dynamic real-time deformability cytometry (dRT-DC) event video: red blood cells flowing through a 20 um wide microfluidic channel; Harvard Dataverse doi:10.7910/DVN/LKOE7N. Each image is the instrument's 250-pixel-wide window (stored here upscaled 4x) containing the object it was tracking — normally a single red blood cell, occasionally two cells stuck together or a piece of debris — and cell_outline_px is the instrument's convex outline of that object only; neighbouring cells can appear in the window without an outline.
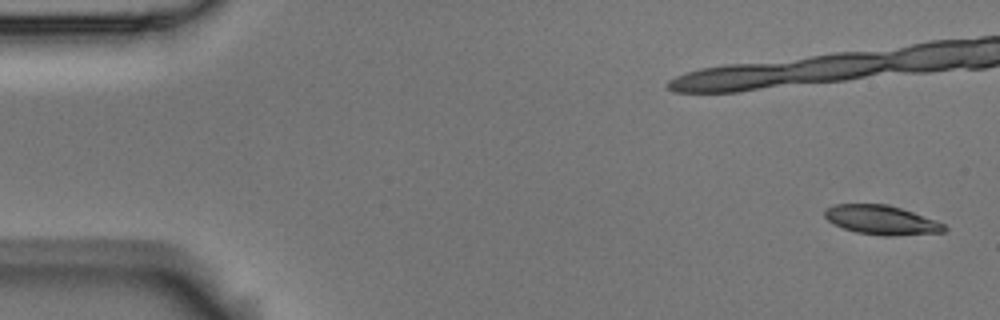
{"species": "Egyptian fruit bat (a non-hibernating species)", "species_latin": "Rousettus aegyptiacus", "temperature_condition": "room temperature", "stored_images_in_passage": 9, "camera_frame_rate_fps": 3000, "um_per_image_px": 0.085, "animal": {"sex": "male"}, "frame": {"image": 1, "passage_image": 1, "time_ms": 0.0, "image_size_px": [1000, 320], "cell_outline_px": [[948, 228], [944, 232], [892, 236], [884, 236], [856, 232], [844, 228], [828, 220], [824, 216], [824, 212], [828, 208], [836, 204], [888, 204], [936, 220], [944, 224]], "centroid_in_image_um": [74.96, 18.7], "position_along_channel_um": 10.0, "area_um2": 20.17}}
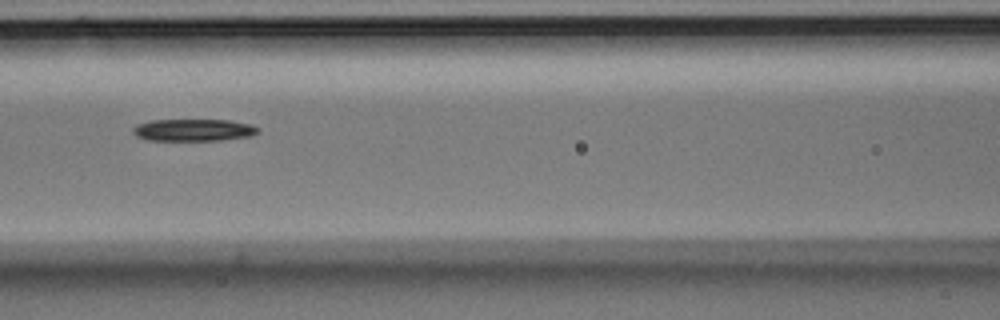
{"frame": {"image": 2, "passage_image": 8, "time_ms": 2.333, "image_size_px": [1000, 320], "cell_outline_px": [[260, 132], [252, 136], [220, 140], [148, 140], [136, 136], [132, 132], [132, 128], [136, 124], [152, 120], [228, 120], [252, 124], [260, 128]], "centroid_in_image_um": [16.47, 11.05], "position_along_channel_um": 150.1, "area_um2": 16.24}}
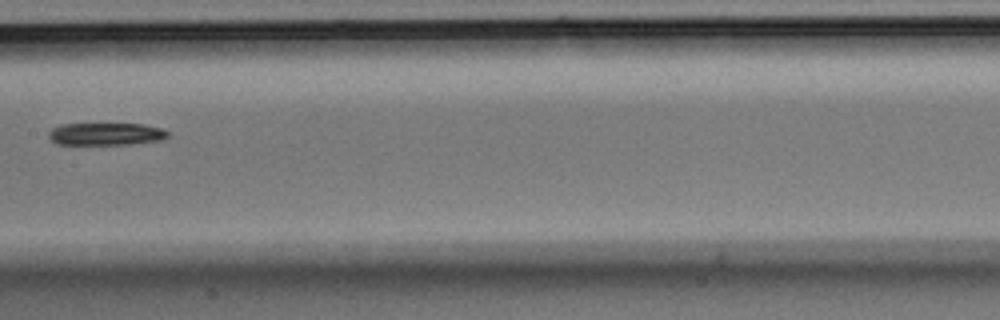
{"frame": {"image": 3, "passage_image": 9, "time_ms": 2.667, "image_size_px": [1000, 320], "cell_outline_px": [[168, 136], [160, 140], [128, 144], [56, 144], [48, 136], [48, 132], [52, 128], [60, 124], [144, 124], [164, 128], [168, 132]], "centroid_in_image_um": [9.0, 11.38], "position_along_channel_um": 198.4, "area_um2": 15.55}}